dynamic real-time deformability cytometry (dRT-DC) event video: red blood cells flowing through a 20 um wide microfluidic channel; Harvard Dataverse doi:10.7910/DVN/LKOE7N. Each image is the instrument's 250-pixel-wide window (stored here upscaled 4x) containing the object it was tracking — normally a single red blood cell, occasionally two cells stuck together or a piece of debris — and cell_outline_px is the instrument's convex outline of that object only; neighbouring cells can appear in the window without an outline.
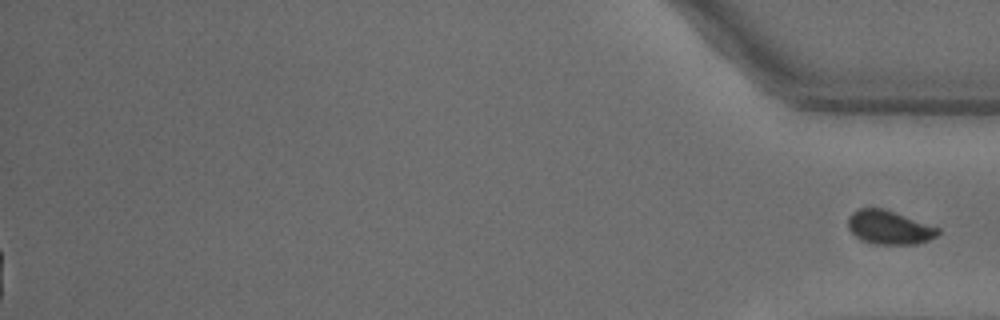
{"species": "common noctule bat (a hibernating species)", "species_latin": "Nyctalus noctula", "temperature_condition": "warm", "stored_images_in_passage": 32, "segment_of_instrument_passage": [2, 2], "camera_frame_rate_fps": 3000, "um_per_image_px": 0.085, "animal": {"sex": "male", "body_mass_g": 18.8}, "frame": {"image": 1, "passage_image": 32, "time_ms": 10.333, "image_size_px": [1000, 320], "cell_outline_px": [[940, 232], [936, 236], [928, 240], [916, 244], [876, 244], [860, 240], [848, 228], [848, 216], [852, 212], [860, 208], [884, 208], [940, 228]], "centroid_in_image_um": [75.57, 19.33], "position_along_channel_um": 359.6, "area_um2": 17.69}}